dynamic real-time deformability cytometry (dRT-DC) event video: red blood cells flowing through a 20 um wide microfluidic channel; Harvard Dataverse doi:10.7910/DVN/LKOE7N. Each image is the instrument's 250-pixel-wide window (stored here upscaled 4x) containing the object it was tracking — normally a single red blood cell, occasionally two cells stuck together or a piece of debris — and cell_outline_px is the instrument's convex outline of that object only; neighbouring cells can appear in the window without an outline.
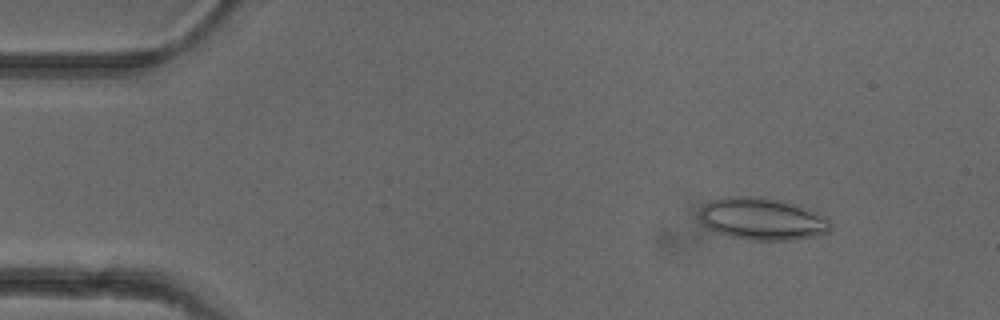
{"species": "common noctule bat (a hibernating species)", "species_latin": "Nyctalus noctula", "temperature_condition": "cold", "stored_images_in_passage": 51, "camera_frame_rate_fps": 3000, "um_per_image_px": 0.085, "animal": {"sex": "female"}, "frame": {"image": 1, "passage_image": 6, "time_ms": 1.667, "image_size_px": [1000, 320], "cell_outline_px": [[832, 228], [828, 232], [816, 236], [796, 240], [752, 240], [732, 236], [708, 228], [700, 220], [700, 208], [704, 204], [712, 200], [728, 196], [760, 196], [800, 204], [828, 216], [832, 224]], "centroid_in_image_um": [64.88, 18.59], "position_along_channel_um": 20.1, "area_um2": 32.71}}
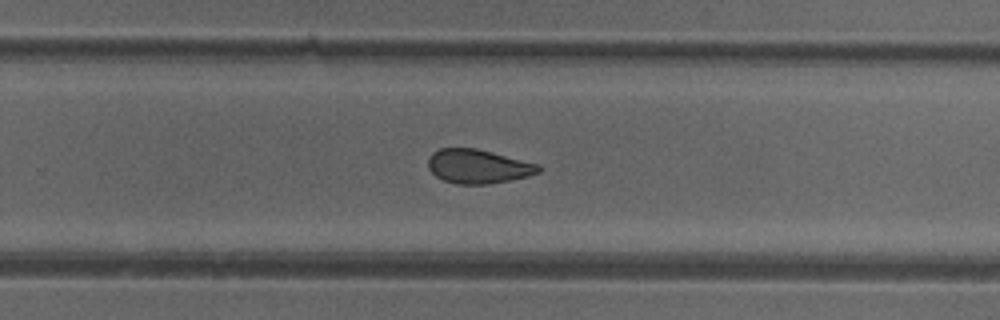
{"frame": {"image": 2, "passage_image": 33, "time_ms": 10.667, "image_size_px": [1000, 320], "cell_outline_px": [[540, 172], [528, 176], [488, 184], [456, 184], [444, 180], [436, 176], [428, 168], [428, 156], [432, 152], [440, 148], [476, 148], [540, 164]], "centroid_in_image_um": [40.62, 14.13], "position_along_channel_um": 289.2, "area_um2": 21.91}}
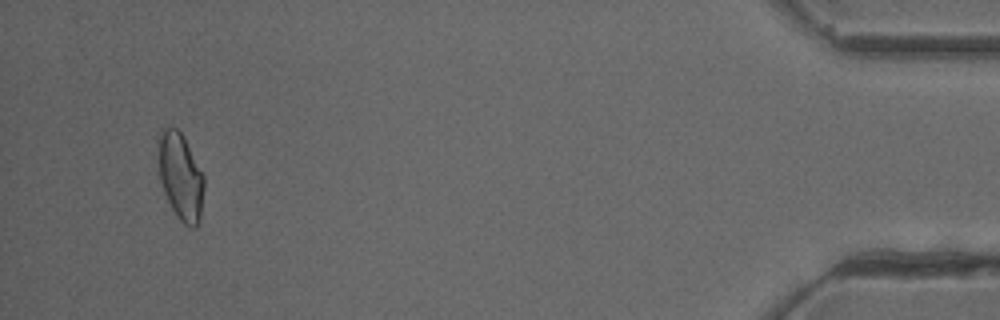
{"frame": {"image": 3, "passage_image": 49, "time_ms": 16.0, "image_size_px": [1000, 320], "cell_outline_px": [[204, 188], [200, 224], [196, 228], [192, 228], [184, 224], [176, 216], [164, 192], [160, 180], [160, 132], [164, 128], [176, 128], [180, 132], [204, 176]], "centroid_in_image_um": [15.39, 15.11], "position_along_channel_um": 419.8, "area_um2": 22.6}, "authors_computed_cell_mechanics": {"area_um2": 23.0044, "velocity_mm_per_s": 3.9562, "shape_relaxation_time_tau1_ms": null, "shape_relaxation_time_tau2_ms": 2.1717, "deformation_change_tau1": null, "deformation_change_tau2": 0.0822}}